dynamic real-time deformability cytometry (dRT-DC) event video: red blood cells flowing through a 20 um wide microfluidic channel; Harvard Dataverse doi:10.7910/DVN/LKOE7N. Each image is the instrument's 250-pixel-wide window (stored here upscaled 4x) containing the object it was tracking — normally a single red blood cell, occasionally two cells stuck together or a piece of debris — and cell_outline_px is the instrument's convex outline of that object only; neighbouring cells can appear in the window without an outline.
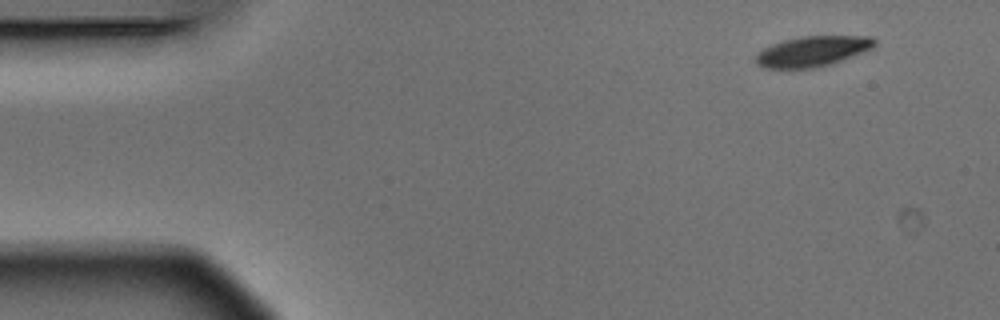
{"species": "Egyptian fruit bat (a non-hibernating species)", "species_latin": "Rousettus aegyptiacus", "temperature_condition": "warm", "stored_images_in_passage": 4, "camera_frame_rate_fps": 3000, "um_per_image_px": 0.085, "animal": {"sex": "male"}, "frame": {"image": 1, "passage_image": 1, "time_ms": 0.0, "image_size_px": [1000, 320], "cell_outline_px": [[876, 44], [872, 48], [840, 60], [816, 68], [764, 68], [756, 64], [756, 56], [764, 48], [784, 40], [800, 36], [872, 36], [876, 40]], "centroid_in_image_um": [69.06, 4.35], "position_along_channel_um": 15.9, "area_um2": 20.69}}
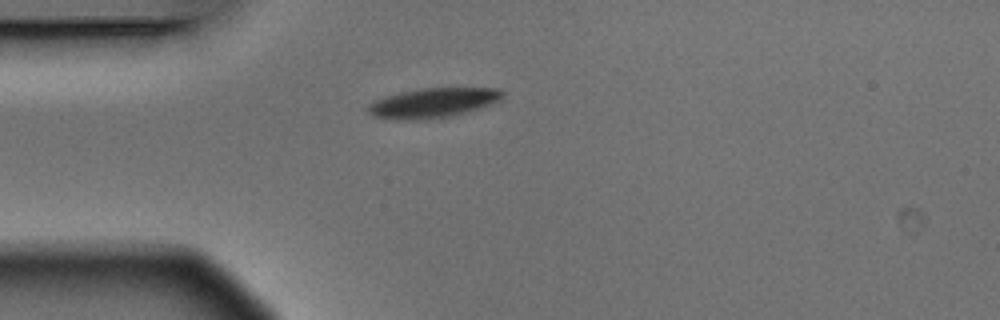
{"frame": {"image": 2, "passage_image": 3, "time_ms": 0.667, "image_size_px": [1000, 320], "cell_outline_px": [[504, 96], [500, 100], [492, 104], [480, 108], [448, 116], [416, 120], [396, 120], [372, 116], [364, 108], [368, 104], [376, 100], [400, 92], [420, 88], [500, 88], [504, 92]], "centroid_in_image_um": [36.79, 8.74], "position_along_channel_um": 48.2, "area_um2": 23.29}}